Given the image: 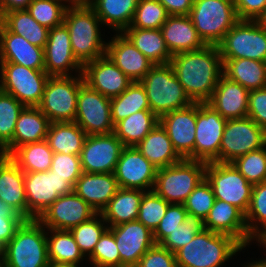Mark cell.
I'll list each match as a JSON object with an SVG mask.
<instances>
[{
	"label": "cell",
	"mask_w": 266,
	"mask_h": 267,
	"mask_svg": "<svg viewBox=\"0 0 266 267\" xmlns=\"http://www.w3.org/2000/svg\"><path fill=\"white\" fill-rule=\"evenodd\" d=\"M170 65L193 103L208 102L223 75L222 56L215 45L174 54Z\"/></svg>",
	"instance_id": "cell-1"
},
{
	"label": "cell",
	"mask_w": 266,
	"mask_h": 267,
	"mask_svg": "<svg viewBox=\"0 0 266 267\" xmlns=\"http://www.w3.org/2000/svg\"><path fill=\"white\" fill-rule=\"evenodd\" d=\"M63 23L69 31L74 57L82 66L106 55L107 43L101 38V20L88 4L68 6Z\"/></svg>",
	"instance_id": "cell-2"
},
{
	"label": "cell",
	"mask_w": 266,
	"mask_h": 267,
	"mask_svg": "<svg viewBox=\"0 0 266 267\" xmlns=\"http://www.w3.org/2000/svg\"><path fill=\"white\" fill-rule=\"evenodd\" d=\"M236 239L204 229L176 253L177 267H221L244 250Z\"/></svg>",
	"instance_id": "cell-3"
},
{
	"label": "cell",
	"mask_w": 266,
	"mask_h": 267,
	"mask_svg": "<svg viewBox=\"0 0 266 267\" xmlns=\"http://www.w3.org/2000/svg\"><path fill=\"white\" fill-rule=\"evenodd\" d=\"M46 228L37 220H25L4 246V267H48Z\"/></svg>",
	"instance_id": "cell-4"
},
{
	"label": "cell",
	"mask_w": 266,
	"mask_h": 267,
	"mask_svg": "<svg viewBox=\"0 0 266 267\" xmlns=\"http://www.w3.org/2000/svg\"><path fill=\"white\" fill-rule=\"evenodd\" d=\"M140 83L146 91L150 110L158 118L193 103L179 83L170 63L154 65Z\"/></svg>",
	"instance_id": "cell-5"
},
{
	"label": "cell",
	"mask_w": 266,
	"mask_h": 267,
	"mask_svg": "<svg viewBox=\"0 0 266 267\" xmlns=\"http://www.w3.org/2000/svg\"><path fill=\"white\" fill-rule=\"evenodd\" d=\"M207 163L182 159L157 169L153 191L169 204H184L190 193L205 178Z\"/></svg>",
	"instance_id": "cell-6"
},
{
	"label": "cell",
	"mask_w": 266,
	"mask_h": 267,
	"mask_svg": "<svg viewBox=\"0 0 266 267\" xmlns=\"http://www.w3.org/2000/svg\"><path fill=\"white\" fill-rule=\"evenodd\" d=\"M188 16L203 42L215 46L239 21L235 5L229 0H193Z\"/></svg>",
	"instance_id": "cell-7"
},
{
	"label": "cell",
	"mask_w": 266,
	"mask_h": 267,
	"mask_svg": "<svg viewBox=\"0 0 266 267\" xmlns=\"http://www.w3.org/2000/svg\"><path fill=\"white\" fill-rule=\"evenodd\" d=\"M50 76L45 84L40 104L37 106L53 122H74L80 86L85 82L83 74Z\"/></svg>",
	"instance_id": "cell-8"
},
{
	"label": "cell",
	"mask_w": 266,
	"mask_h": 267,
	"mask_svg": "<svg viewBox=\"0 0 266 267\" xmlns=\"http://www.w3.org/2000/svg\"><path fill=\"white\" fill-rule=\"evenodd\" d=\"M222 59L266 62V29L257 21L239 20L217 45Z\"/></svg>",
	"instance_id": "cell-9"
},
{
	"label": "cell",
	"mask_w": 266,
	"mask_h": 267,
	"mask_svg": "<svg viewBox=\"0 0 266 267\" xmlns=\"http://www.w3.org/2000/svg\"><path fill=\"white\" fill-rule=\"evenodd\" d=\"M50 76L14 63H0V90L14 96L24 106L37 107Z\"/></svg>",
	"instance_id": "cell-10"
},
{
	"label": "cell",
	"mask_w": 266,
	"mask_h": 267,
	"mask_svg": "<svg viewBox=\"0 0 266 267\" xmlns=\"http://www.w3.org/2000/svg\"><path fill=\"white\" fill-rule=\"evenodd\" d=\"M205 178L217 200L232 204L246 214L253 185L231 163H207Z\"/></svg>",
	"instance_id": "cell-11"
},
{
	"label": "cell",
	"mask_w": 266,
	"mask_h": 267,
	"mask_svg": "<svg viewBox=\"0 0 266 267\" xmlns=\"http://www.w3.org/2000/svg\"><path fill=\"white\" fill-rule=\"evenodd\" d=\"M266 146V130L248 116L227 119L221 145L219 163H231L250 151Z\"/></svg>",
	"instance_id": "cell-12"
},
{
	"label": "cell",
	"mask_w": 266,
	"mask_h": 267,
	"mask_svg": "<svg viewBox=\"0 0 266 267\" xmlns=\"http://www.w3.org/2000/svg\"><path fill=\"white\" fill-rule=\"evenodd\" d=\"M24 187L28 220H32L38 219L59 196L73 192L74 186L67 178H61L48 170L24 172Z\"/></svg>",
	"instance_id": "cell-13"
},
{
	"label": "cell",
	"mask_w": 266,
	"mask_h": 267,
	"mask_svg": "<svg viewBox=\"0 0 266 267\" xmlns=\"http://www.w3.org/2000/svg\"><path fill=\"white\" fill-rule=\"evenodd\" d=\"M227 119L207 102L196 103V128L193 160L219 162V148Z\"/></svg>",
	"instance_id": "cell-14"
},
{
	"label": "cell",
	"mask_w": 266,
	"mask_h": 267,
	"mask_svg": "<svg viewBox=\"0 0 266 267\" xmlns=\"http://www.w3.org/2000/svg\"><path fill=\"white\" fill-rule=\"evenodd\" d=\"M110 100L85 82L80 86L75 122L87 135H106L114 132Z\"/></svg>",
	"instance_id": "cell-15"
},
{
	"label": "cell",
	"mask_w": 266,
	"mask_h": 267,
	"mask_svg": "<svg viewBox=\"0 0 266 267\" xmlns=\"http://www.w3.org/2000/svg\"><path fill=\"white\" fill-rule=\"evenodd\" d=\"M97 212L74 191L59 196L37 219L46 229L71 230Z\"/></svg>",
	"instance_id": "cell-16"
},
{
	"label": "cell",
	"mask_w": 266,
	"mask_h": 267,
	"mask_svg": "<svg viewBox=\"0 0 266 267\" xmlns=\"http://www.w3.org/2000/svg\"><path fill=\"white\" fill-rule=\"evenodd\" d=\"M123 148V143L114 133L87 135L80 153L82 171L114 173Z\"/></svg>",
	"instance_id": "cell-17"
},
{
	"label": "cell",
	"mask_w": 266,
	"mask_h": 267,
	"mask_svg": "<svg viewBox=\"0 0 266 267\" xmlns=\"http://www.w3.org/2000/svg\"><path fill=\"white\" fill-rule=\"evenodd\" d=\"M157 168L136 147H124L114 171L120 188L152 191Z\"/></svg>",
	"instance_id": "cell-18"
},
{
	"label": "cell",
	"mask_w": 266,
	"mask_h": 267,
	"mask_svg": "<svg viewBox=\"0 0 266 267\" xmlns=\"http://www.w3.org/2000/svg\"><path fill=\"white\" fill-rule=\"evenodd\" d=\"M44 70L49 76H73L71 70L78 74L83 72V66L74 57L69 31L64 23L49 29L44 47Z\"/></svg>",
	"instance_id": "cell-19"
},
{
	"label": "cell",
	"mask_w": 266,
	"mask_h": 267,
	"mask_svg": "<svg viewBox=\"0 0 266 267\" xmlns=\"http://www.w3.org/2000/svg\"><path fill=\"white\" fill-rule=\"evenodd\" d=\"M113 233L121 258V267H135L155 245L153 232L137 220L108 227Z\"/></svg>",
	"instance_id": "cell-20"
},
{
	"label": "cell",
	"mask_w": 266,
	"mask_h": 267,
	"mask_svg": "<svg viewBox=\"0 0 266 267\" xmlns=\"http://www.w3.org/2000/svg\"><path fill=\"white\" fill-rule=\"evenodd\" d=\"M159 123L166 130L174 150L182 159L193 160L196 103L162 115Z\"/></svg>",
	"instance_id": "cell-21"
},
{
	"label": "cell",
	"mask_w": 266,
	"mask_h": 267,
	"mask_svg": "<svg viewBox=\"0 0 266 267\" xmlns=\"http://www.w3.org/2000/svg\"><path fill=\"white\" fill-rule=\"evenodd\" d=\"M82 74L85 83L109 99L120 95L133 82L107 55L86 63Z\"/></svg>",
	"instance_id": "cell-22"
},
{
	"label": "cell",
	"mask_w": 266,
	"mask_h": 267,
	"mask_svg": "<svg viewBox=\"0 0 266 267\" xmlns=\"http://www.w3.org/2000/svg\"><path fill=\"white\" fill-rule=\"evenodd\" d=\"M106 55L133 82H140L154 66L123 33L107 42Z\"/></svg>",
	"instance_id": "cell-23"
},
{
	"label": "cell",
	"mask_w": 266,
	"mask_h": 267,
	"mask_svg": "<svg viewBox=\"0 0 266 267\" xmlns=\"http://www.w3.org/2000/svg\"><path fill=\"white\" fill-rule=\"evenodd\" d=\"M204 228L211 232L229 235L243 247L250 244L245 214L236 206L225 201L215 200L204 220Z\"/></svg>",
	"instance_id": "cell-24"
},
{
	"label": "cell",
	"mask_w": 266,
	"mask_h": 267,
	"mask_svg": "<svg viewBox=\"0 0 266 267\" xmlns=\"http://www.w3.org/2000/svg\"><path fill=\"white\" fill-rule=\"evenodd\" d=\"M0 63H14L35 70H44V48L10 32L0 22Z\"/></svg>",
	"instance_id": "cell-25"
},
{
	"label": "cell",
	"mask_w": 266,
	"mask_h": 267,
	"mask_svg": "<svg viewBox=\"0 0 266 267\" xmlns=\"http://www.w3.org/2000/svg\"><path fill=\"white\" fill-rule=\"evenodd\" d=\"M119 188L114 173L83 172L73 191L97 213H101Z\"/></svg>",
	"instance_id": "cell-26"
},
{
	"label": "cell",
	"mask_w": 266,
	"mask_h": 267,
	"mask_svg": "<svg viewBox=\"0 0 266 267\" xmlns=\"http://www.w3.org/2000/svg\"><path fill=\"white\" fill-rule=\"evenodd\" d=\"M249 92L239 83L222 75L207 103L225 119L243 118L248 113Z\"/></svg>",
	"instance_id": "cell-27"
},
{
	"label": "cell",
	"mask_w": 266,
	"mask_h": 267,
	"mask_svg": "<svg viewBox=\"0 0 266 267\" xmlns=\"http://www.w3.org/2000/svg\"><path fill=\"white\" fill-rule=\"evenodd\" d=\"M0 199L28 220L24 172L6 155L0 159Z\"/></svg>",
	"instance_id": "cell-28"
},
{
	"label": "cell",
	"mask_w": 266,
	"mask_h": 267,
	"mask_svg": "<svg viewBox=\"0 0 266 267\" xmlns=\"http://www.w3.org/2000/svg\"><path fill=\"white\" fill-rule=\"evenodd\" d=\"M161 31L172 56L206 46L188 15H169Z\"/></svg>",
	"instance_id": "cell-29"
},
{
	"label": "cell",
	"mask_w": 266,
	"mask_h": 267,
	"mask_svg": "<svg viewBox=\"0 0 266 267\" xmlns=\"http://www.w3.org/2000/svg\"><path fill=\"white\" fill-rule=\"evenodd\" d=\"M49 124V119L38 107L25 106L16 122L13 140L2 153L9 156L19 146L45 140Z\"/></svg>",
	"instance_id": "cell-30"
},
{
	"label": "cell",
	"mask_w": 266,
	"mask_h": 267,
	"mask_svg": "<svg viewBox=\"0 0 266 267\" xmlns=\"http://www.w3.org/2000/svg\"><path fill=\"white\" fill-rule=\"evenodd\" d=\"M136 148L157 169L176 164L182 160L174 150L166 130L160 123L145 136Z\"/></svg>",
	"instance_id": "cell-31"
},
{
	"label": "cell",
	"mask_w": 266,
	"mask_h": 267,
	"mask_svg": "<svg viewBox=\"0 0 266 267\" xmlns=\"http://www.w3.org/2000/svg\"><path fill=\"white\" fill-rule=\"evenodd\" d=\"M144 193L142 190L119 188L100 213L108 227L135 221Z\"/></svg>",
	"instance_id": "cell-32"
},
{
	"label": "cell",
	"mask_w": 266,
	"mask_h": 267,
	"mask_svg": "<svg viewBox=\"0 0 266 267\" xmlns=\"http://www.w3.org/2000/svg\"><path fill=\"white\" fill-rule=\"evenodd\" d=\"M139 0H92L88 5L103 25L122 33L133 20Z\"/></svg>",
	"instance_id": "cell-33"
},
{
	"label": "cell",
	"mask_w": 266,
	"mask_h": 267,
	"mask_svg": "<svg viewBox=\"0 0 266 267\" xmlns=\"http://www.w3.org/2000/svg\"><path fill=\"white\" fill-rule=\"evenodd\" d=\"M223 75L248 91L266 87V62L252 59H222Z\"/></svg>",
	"instance_id": "cell-34"
},
{
	"label": "cell",
	"mask_w": 266,
	"mask_h": 267,
	"mask_svg": "<svg viewBox=\"0 0 266 267\" xmlns=\"http://www.w3.org/2000/svg\"><path fill=\"white\" fill-rule=\"evenodd\" d=\"M154 65L169 64L172 55L161 29L126 28L122 32Z\"/></svg>",
	"instance_id": "cell-35"
},
{
	"label": "cell",
	"mask_w": 266,
	"mask_h": 267,
	"mask_svg": "<svg viewBox=\"0 0 266 267\" xmlns=\"http://www.w3.org/2000/svg\"><path fill=\"white\" fill-rule=\"evenodd\" d=\"M87 134L74 122L49 124L46 140L54 153L80 155Z\"/></svg>",
	"instance_id": "cell-36"
},
{
	"label": "cell",
	"mask_w": 266,
	"mask_h": 267,
	"mask_svg": "<svg viewBox=\"0 0 266 267\" xmlns=\"http://www.w3.org/2000/svg\"><path fill=\"white\" fill-rule=\"evenodd\" d=\"M158 123L159 118L151 110H141L119 121L113 133L124 147H136Z\"/></svg>",
	"instance_id": "cell-37"
},
{
	"label": "cell",
	"mask_w": 266,
	"mask_h": 267,
	"mask_svg": "<svg viewBox=\"0 0 266 267\" xmlns=\"http://www.w3.org/2000/svg\"><path fill=\"white\" fill-rule=\"evenodd\" d=\"M0 22L10 32L21 35L31 44L45 47L49 29L40 25L27 9L9 11L0 18Z\"/></svg>",
	"instance_id": "cell-38"
},
{
	"label": "cell",
	"mask_w": 266,
	"mask_h": 267,
	"mask_svg": "<svg viewBox=\"0 0 266 267\" xmlns=\"http://www.w3.org/2000/svg\"><path fill=\"white\" fill-rule=\"evenodd\" d=\"M53 154L45 139L19 146L9 157L23 172H40L50 170Z\"/></svg>",
	"instance_id": "cell-39"
},
{
	"label": "cell",
	"mask_w": 266,
	"mask_h": 267,
	"mask_svg": "<svg viewBox=\"0 0 266 267\" xmlns=\"http://www.w3.org/2000/svg\"><path fill=\"white\" fill-rule=\"evenodd\" d=\"M46 231H50L46 232L49 262L80 264L84 260L85 256L69 230L47 229Z\"/></svg>",
	"instance_id": "cell-40"
},
{
	"label": "cell",
	"mask_w": 266,
	"mask_h": 267,
	"mask_svg": "<svg viewBox=\"0 0 266 267\" xmlns=\"http://www.w3.org/2000/svg\"><path fill=\"white\" fill-rule=\"evenodd\" d=\"M111 119L115 126L119 121L141 110H150L146 91L140 82L132 84L110 100Z\"/></svg>",
	"instance_id": "cell-41"
},
{
	"label": "cell",
	"mask_w": 266,
	"mask_h": 267,
	"mask_svg": "<svg viewBox=\"0 0 266 267\" xmlns=\"http://www.w3.org/2000/svg\"><path fill=\"white\" fill-rule=\"evenodd\" d=\"M245 221L250 242L257 241L266 232V181L253 185Z\"/></svg>",
	"instance_id": "cell-42"
},
{
	"label": "cell",
	"mask_w": 266,
	"mask_h": 267,
	"mask_svg": "<svg viewBox=\"0 0 266 267\" xmlns=\"http://www.w3.org/2000/svg\"><path fill=\"white\" fill-rule=\"evenodd\" d=\"M24 107L14 96L0 90V152L12 142L16 122Z\"/></svg>",
	"instance_id": "cell-43"
},
{
	"label": "cell",
	"mask_w": 266,
	"mask_h": 267,
	"mask_svg": "<svg viewBox=\"0 0 266 267\" xmlns=\"http://www.w3.org/2000/svg\"><path fill=\"white\" fill-rule=\"evenodd\" d=\"M106 224L103 216L97 213L90 220L80 223L70 230L80 251L85 257L93 252L96 243L108 229V225Z\"/></svg>",
	"instance_id": "cell-44"
},
{
	"label": "cell",
	"mask_w": 266,
	"mask_h": 267,
	"mask_svg": "<svg viewBox=\"0 0 266 267\" xmlns=\"http://www.w3.org/2000/svg\"><path fill=\"white\" fill-rule=\"evenodd\" d=\"M169 14L158 0H139L128 28L161 29Z\"/></svg>",
	"instance_id": "cell-45"
},
{
	"label": "cell",
	"mask_w": 266,
	"mask_h": 267,
	"mask_svg": "<svg viewBox=\"0 0 266 267\" xmlns=\"http://www.w3.org/2000/svg\"><path fill=\"white\" fill-rule=\"evenodd\" d=\"M231 164L252 185L266 181V146L236 158Z\"/></svg>",
	"instance_id": "cell-46"
},
{
	"label": "cell",
	"mask_w": 266,
	"mask_h": 267,
	"mask_svg": "<svg viewBox=\"0 0 266 267\" xmlns=\"http://www.w3.org/2000/svg\"><path fill=\"white\" fill-rule=\"evenodd\" d=\"M67 7L56 0H32L27 11L40 25L51 29L63 24Z\"/></svg>",
	"instance_id": "cell-47"
},
{
	"label": "cell",
	"mask_w": 266,
	"mask_h": 267,
	"mask_svg": "<svg viewBox=\"0 0 266 267\" xmlns=\"http://www.w3.org/2000/svg\"><path fill=\"white\" fill-rule=\"evenodd\" d=\"M170 204L153 190L146 191L141 199L137 221L142 222L152 232L159 226Z\"/></svg>",
	"instance_id": "cell-48"
},
{
	"label": "cell",
	"mask_w": 266,
	"mask_h": 267,
	"mask_svg": "<svg viewBox=\"0 0 266 267\" xmlns=\"http://www.w3.org/2000/svg\"><path fill=\"white\" fill-rule=\"evenodd\" d=\"M204 229V221L201 218L187 214L185 221L171 232L160 245L175 254Z\"/></svg>",
	"instance_id": "cell-49"
},
{
	"label": "cell",
	"mask_w": 266,
	"mask_h": 267,
	"mask_svg": "<svg viewBox=\"0 0 266 267\" xmlns=\"http://www.w3.org/2000/svg\"><path fill=\"white\" fill-rule=\"evenodd\" d=\"M215 200L212 187L208 180L204 178L187 197L184 207L187 214L197 216L204 221Z\"/></svg>",
	"instance_id": "cell-50"
},
{
	"label": "cell",
	"mask_w": 266,
	"mask_h": 267,
	"mask_svg": "<svg viewBox=\"0 0 266 267\" xmlns=\"http://www.w3.org/2000/svg\"><path fill=\"white\" fill-rule=\"evenodd\" d=\"M88 257L91 265L121 267V258L116 241L109 229L103 233Z\"/></svg>",
	"instance_id": "cell-51"
},
{
	"label": "cell",
	"mask_w": 266,
	"mask_h": 267,
	"mask_svg": "<svg viewBox=\"0 0 266 267\" xmlns=\"http://www.w3.org/2000/svg\"><path fill=\"white\" fill-rule=\"evenodd\" d=\"M50 170L61 178H67L74 186L83 173L80 155L54 153Z\"/></svg>",
	"instance_id": "cell-52"
},
{
	"label": "cell",
	"mask_w": 266,
	"mask_h": 267,
	"mask_svg": "<svg viewBox=\"0 0 266 267\" xmlns=\"http://www.w3.org/2000/svg\"><path fill=\"white\" fill-rule=\"evenodd\" d=\"M187 216L184 204H170L159 226L153 232L155 244H160L171 232L182 224Z\"/></svg>",
	"instance_id": "cell-53"
},
{
	"label": "cell",
	"mask_w": 266,
	"mask_h": 267,
	"mask_svg": "<svg viewBox=\"0 0 266 267\" xmlns=\"http://www.w3.org/2000/svg\"><path fill=\"white\" fill-rule=\"evenodd\" d=\"M135 267H177L176 256L160 244H155L140 258Z\"/></svg>",
	"instance_id": "cell-54"
},
{
	"label": "cell",
	"mask_w": 266,
	"mask_h": 267,
	"mask_svg": "<svg viewBox=\"0 0 266 267\" xmlns=\"http://www.w3.org/2000/svg\"><path fill=\"white\" fill-rule=\"evenodd\" d=\"M247 116L266 130V87L249 92Z\"/></svg>",
	"instance_id": "cell-55"
},
{
	"label": "cell",
	"mask_w": 266,
	"mask_h": 267,
	"mask_svg": "<svg viewBox=\"0 0 266 267\" xmlns=\"http://www.w3.org/2000/svg\"><path fill=\"white\" fill-rule=\"evenodd\" d=\"M234 5L239 20L257 21L266 8V0H236Z\"/></svg>",
	"instance_id": "cell-56"
},
{
	"label": "cell",
	"mask_w": 266,
	"mask_h": 267,
	"mask_svg": "<svg viewBox=\"0 0 266 267\" xmlns=\"http://www.w3.org/2000/svg\"><path fill=\"white\" fill-rule=\"evenodd\" d=\"M26 219L24 217L0 216V244L5 246L14 236L17 229Z\"/></svg>",
	"instance_id": "cell-57"
},
{
	"label": "cell",
	"mask_w": 266,
	"mask_h": 267,
	"mask_svg": "<svg viewBox=\"0 0 266 267\" xmlns=\"http://www.w3.org/2000/svg\"><path fill=\"white\" fill-rule=\"evenodd\" d=\"M169 15H189L193 0H158Z\"/></svg>",
	"instance_id": "cell-58"
},
{
	"label": "cell",
	"mask_w": 266,
	"mask_h": 267,
	"mask_svg": "<svg viewBox=\"0 0 266 267\" xmlns=\"http://www.w3.org/2000/svg\"><path fill=\"white\" fill-rule=\"evenodd\" d=\"M32 0H0V18L12 10L27 9Z\"/></svg>",
	"instance_id": "cell-59"
},
{
	"label": "cell",
	"mask_w": 266,
	"mask_h": 267,
	"mask_svg": "<svg viewBox=\"0 0 266 267\" xmlns=\"http://www.w3.org/2000/svg\"><path fill=\"white\" fill-rule=\"evenodd\" d=\"M0 216L2 217H22L21 215L17 214L13 208H11L9 205L4 203L0 199Z\"/></svg>",
	"instance_id": "cell-60"
},
{
	"label": "cell",
	"mask_w": 266,
	"mask_h": 267,
	"mask_svg": "<svg viewBox=\"0 0 266 267\" xmlns=\"http://www.w3.org/2000/svg\"><path fill=\"white\" fill-rule=\"evenodd\" d=\"M247 265H245V267H266V258L265 259H260V260H253V262H247Z\"/></svg>",
	"instance_id": "cell-61"
},
{
	"label": "cell",
	"mask_w": 266,
	"mask_h": 267,
	"mask_svg": "<svg viewBox=\"0 0 266 267\" xmlns=\"http://www.w3.org/2000/svg\"><path fill=\"white\" fill-rule=\"evenodd\" d=\"M80 264L54 263L50 262L48 267H80Z\"/></svg>",
	"instance_id": "cell-62"
},
{
	"label": "cell",
	"mask_w": 266,
	"mask_h": 267,
	"mask_svg": "<svg viewBox=\"0 0 266 267\" xmlns=\"http://www.w3.org/2000/svg\"><path fill=\"white\" fill-rule=\"evenodd\" d=\"M257 22L266 29V8L263 14L258 18Z\"/></svg>",
	"instance_id": "cell-63"
},
{
	"label": "cell",
	"mask_w": 266,
	"mask_h": 267,
	"mask_svg": "<svg viewBox=\"0 0 266 267\" xmlns=\"http://www.w3.org/2000/svg\"><path fill=\"white\" fill-rule=\"evenodd\" d=\"M260 246H264L266 248V232L257 240Z\"/></svg>",
	"instance_id": "cell-64"
},
{
	"label": "cell",
	"mask_w": 266,
	"mask_h": 267,
	"mask_svg": "<svg viewBox=\"0 0 266 267\" xmlns=\"http://www.w3.org/2000/svg\"><path fill=\"white\" fill-rule=\"evenodd\" d=\"M92 0H72V5L74 4H89Z\"/></svg>",
	"instance_id": "cell-65"
},
{
	"label": "cell",
	"mask_w": 266,
	"mask_h": 267,
	"mask_svg": "<svg viewBox=\"0 0 266 267\" xmlns=\"http://www.w3.org/2000/svg\"><path fill=\"white\" fill-rule=\"evenodd\" d=\"M3 251H4V246L0 244V262H3Z\"/></svg>",
	"instance_id": "cell-66"
},
{
	"label": "cell",
	"mask_w": 266,
	"mask_h": 267,
	"mask_svg": "<svg viewBox=\"0 0 266 267\" xmlns=\"http://www.w3.org/2000/svg\"><path fill=\"white\" fill-rule=\"evenodd\" d=\"M56 1H59V2H65V4H66V2L68 3V6H71L72 5V0H56ZM70 4V5H69Z\"/></svg>",
	"instance_id": "cell-67"
},
{
	"label": "cell",
	"mask_w": 266,
	"mask_h": 267,
	"mask_svg": "<svg viewBox=\"0 0 266 267\" xmlns=\"http://www.w3.org/2000/svg\"><path fill=\"white\" fill-rule=\"evenodd\" d=\"M94 267H111V266H95V265H92Z\"/></svg>",
	"instance_id": "cell-68"
},
{
	"label": "cell",
	"mask_w": 266,
	"mask_h": 267,
	"mask_svg": "<svg viewBox=\"0 0 266 267\" xmlns=\"http://www.w3.org/2000/svg\"><path fill=\"white\" fill-rule=\"evenodd\" d=\"M4 156V154L2 152H0V159Z\"/></svg>",
	"instance_id": "cell-69"
},
{
	"label": "cell",
	"mask_w": 266,
	"mask_h": 267,
	"mask_svg": "<svg viewBox=\"0 0 266 267\" xmlns=\"http://www.w3.org/2000/svg\"><path fill=\"white\" fill-rule=\"evenodd\" d=\"M0 267H4V264L2 262H0Z\"/></svg>",
	"instance_id": "cell-70"
},
{
	"label": "cell",
	"mask_w": 266,
	"mask_h": 267,
	"mask_svg": "<svg viewBox=\"0 0 266 267\" xmlns=\"http://www.w3.org/2000/svg\"><path fill=\"white\" fill-rule=\"evenodd\" d=\"M229 1H231V2L234 3V4H235V2H236V0H229Z\"/></svg>",
	"instance_id": "cell-71"
}]
</instances>
